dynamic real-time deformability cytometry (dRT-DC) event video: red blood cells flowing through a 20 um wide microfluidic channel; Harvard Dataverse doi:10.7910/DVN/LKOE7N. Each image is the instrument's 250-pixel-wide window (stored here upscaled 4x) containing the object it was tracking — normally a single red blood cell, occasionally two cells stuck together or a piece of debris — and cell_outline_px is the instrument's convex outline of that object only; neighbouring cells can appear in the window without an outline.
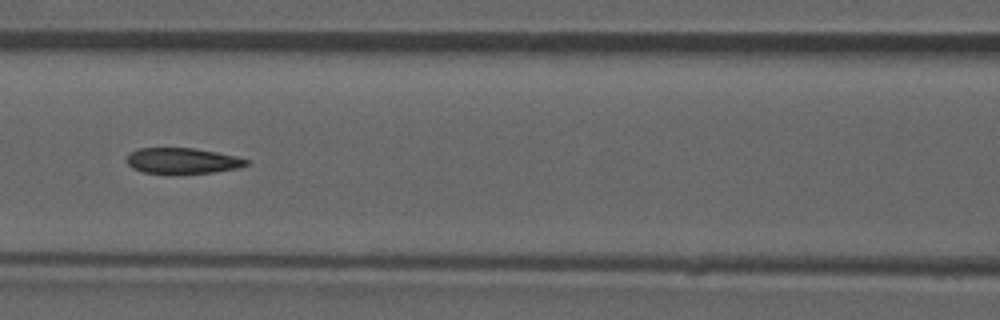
{"species": "common noctule bat (a hibernating species)", "species_latin": "Nyctalus noctula", "temperature_condition": "room temperature", "stored_images_in_passage": 52, "camera_frame_rate_fps": 3000, "um_per_image_px": 0.085, "animal": {"sex": "male", "forearm_length_mm": 52.5}, "frame": {"image": 1, "passage_image": 23, "time_ms": 7.333, "image_size_px": [1000, 320], "cell_outline_px": [[252, 160], [248, 164], [240, 168], [216, 172], [180, 176], [172, 176], [144, 172], [132, 168], [128, 164], [128, 152], [136, 148], [196, 148], [236, 156]], "centroid_in_image_um": [15.53, 13.71], "position_along_channel_um": 151.1, "area_um2": 18.9}, "authors_computed_cell_mechanics": {"area_um2": 19.5075, "velocity_mm_per_s": 3.9725, "shape_relaxation_time_tau1_ms": null, "shape_relaxation_time_tau2_ms": 1.9651, "deformation_change_tau1": null, "deformation_change_tau2": 0.0861}}